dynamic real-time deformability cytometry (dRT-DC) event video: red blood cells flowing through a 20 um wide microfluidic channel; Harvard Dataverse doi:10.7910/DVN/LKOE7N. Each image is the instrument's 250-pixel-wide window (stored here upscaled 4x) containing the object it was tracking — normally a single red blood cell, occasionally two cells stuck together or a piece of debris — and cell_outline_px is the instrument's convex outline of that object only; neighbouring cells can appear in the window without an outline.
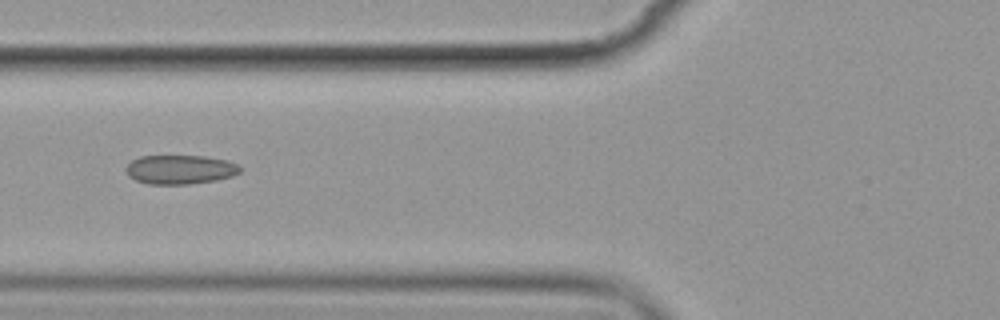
{"species": "common noctule bat (a hibernating species)", "species_latin": "Nyctalus noctula", "temperature_condition": "cold", "stored_images_in_passage": 7, "camera_frame_rate_fps": 3000, "um_per_image_px": 0.085, "animal": {"sex": "female", "body_mass_g": 19.9}, "frame": {"image": 1, "passage_image": 4, "time_ms": 3.667, "image_size_px": [1000, 320], "cell_outline_px": [[240, 172], [232, 176], [216, 180], [188, 184], [148, 184], [136, 180], [128, 176], [124, 168], [132, 160], [140, 156], [204, 156], [228, 160], [236, 164], [240, 168]], "centroid_in_image_um": [15.28, 14.41], "position_along_channel_um": 110.5, "area_um2": 19.36}}
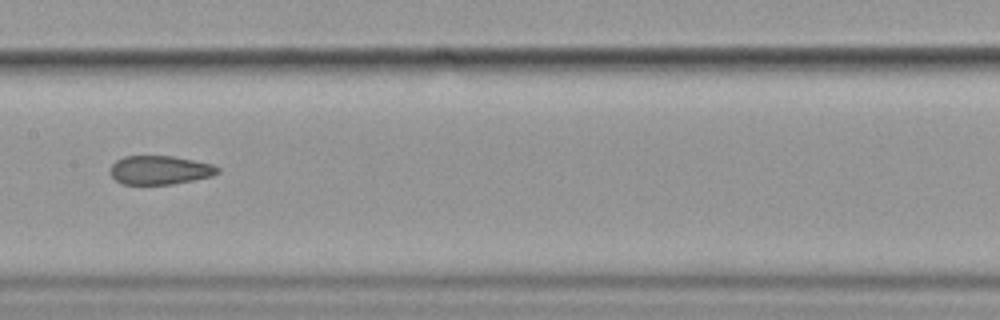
{"frame": {"image": 2, "passage_image": 6, "time_ms": 6.0, "image_size_px": [1000, 320], "cell_outline_px": [[220, 172], [212, 176], [172, 184], [124, 184], [116, 180], [112, 176], [112, 164], [116, 160], [124, 156], [172, 156], [212, 164], [220, 168]], "centroid_in_image_um": [13.61, 14.45], "position_along_channel_um": 193.8, "area_um2": 17.8}}
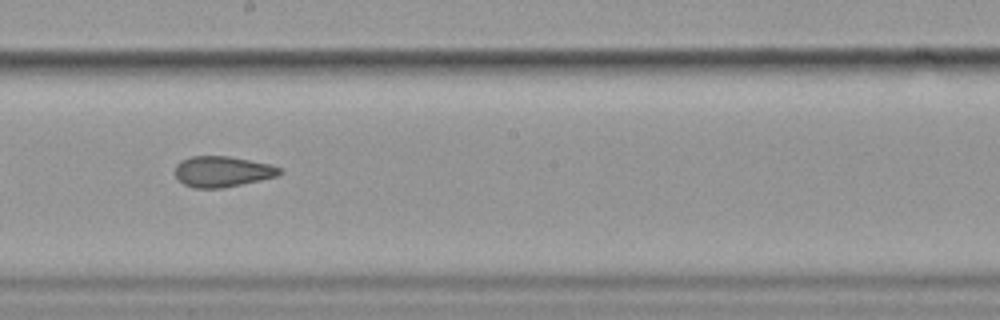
{"frame": {"image": 3, "passage_image": 7, "time_ms": 7.0, "image_size_px": [1000, 320], "cell_outline_px": [[284, 172], [276, 176], [260, 180], [220, 188], [192, 188], [184, 184], [176, 176], [176, 164], [180, 160], [192, 156], [228, 156], [268, 164], [280, 168]], "centroid_in_image_um": [18.87, 14.58], "position_along_channel_um": 229.3, "area_um2": 18.5}}